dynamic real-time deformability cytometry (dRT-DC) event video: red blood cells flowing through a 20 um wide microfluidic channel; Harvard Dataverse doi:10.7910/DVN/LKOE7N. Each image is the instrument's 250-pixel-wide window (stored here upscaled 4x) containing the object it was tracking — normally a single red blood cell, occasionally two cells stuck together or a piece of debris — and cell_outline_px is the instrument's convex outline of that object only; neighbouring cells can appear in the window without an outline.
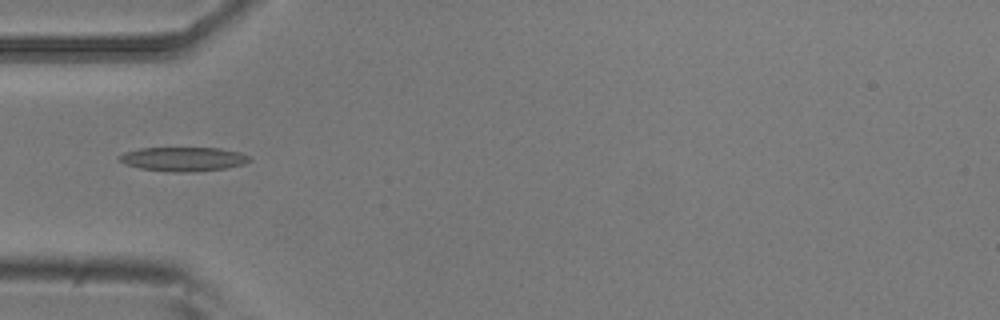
{"species": "common noctule bat (a hibernating species)", "species_latin": "Nyctalus noctula", "temperature_condition": "room temperature", "stored_images_in_passage": 6, "camera_frame_rate_fps": 3000, "um_per_image_px": 0.085, "animal": {"sex": "male", "body_mass_g": 20.5, "forearm_length_mm": 52.5}, "frame": {"image": 1, "passage_image": 5, "time_ms": 1.333, "image_size_px": [1000, 320], "cell_outline_px": [[252, 160], [244, 164], [224, 168], [196, 172], [176, 172], [140, 168], [124, 164], [120, 160], [120, 156], [124, 152], [140, 148], [220, 148], [240, 152], [248, 156]], "centroid_in_image_um": [15.6, 13.52], "position_along_channel_um": 69.4, "area_um2": 18.21}}
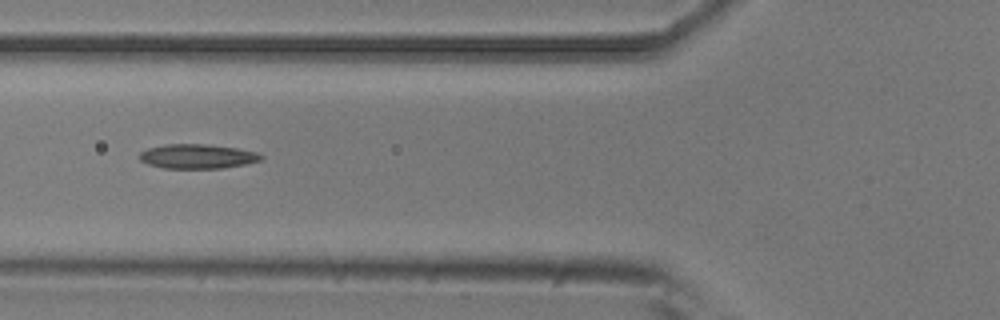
{"frame": {"image": 2, "passage_image": 6, "time_ms": 1.667, "image_size_px": [1000, 320], "cell_outline_px": [[264, 160], [224, 168], [164, 168], [148, 164], [140, 160], [140, 152], [148, 148], [164, 144], [204, 144], [236, 148], [256, 152], [264, 156]], "centroid_in_image_um": [16.79, 13.29], "position_along_channel_um": 109.0, "area_um2": 17.28}}